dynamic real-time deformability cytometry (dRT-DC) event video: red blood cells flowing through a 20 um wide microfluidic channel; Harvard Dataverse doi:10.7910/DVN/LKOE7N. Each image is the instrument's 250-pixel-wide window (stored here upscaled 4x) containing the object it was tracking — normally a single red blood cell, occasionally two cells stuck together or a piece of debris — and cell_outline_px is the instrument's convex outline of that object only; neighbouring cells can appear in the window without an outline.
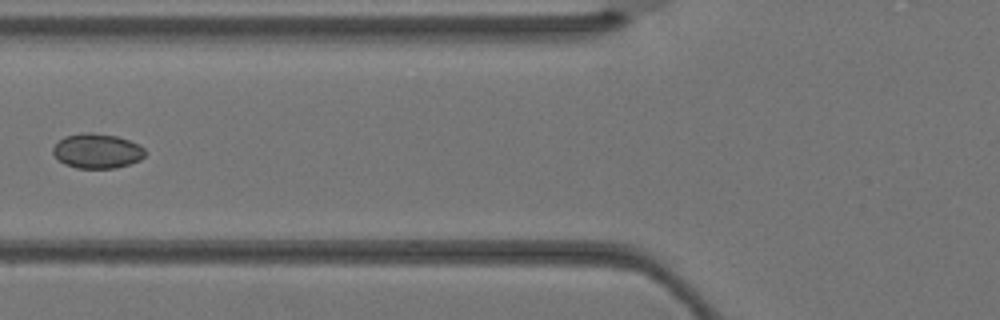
{"species": "Egyptian fruit bat (a non-hibernating species)", "species_latin": "Rousettus aegyptiacus", "temperature_condition": "warm", "stored_images_in_passage": 5, "camera_frame_rate_fps": 3000, "um_per_image_px": 0.085, "animal": {"sex": "female"}, "frame": {"image": 1, "passage_image": 5, "time_ms": 1.333, "image_size_px": [1000, 320], "cell_outline_px": [[144, 156], [140, 160], [116, 168], [76, 168], [64, 164], [52, 152], [52, 148], [64, 136], [84, 132], [92, 132], [116, 136], [140, 144], [144, 148]], "centroid_in_image_um": [8.25, 12.83], "position_along_channel_um": 117.5, "area_um2": 18.61}}